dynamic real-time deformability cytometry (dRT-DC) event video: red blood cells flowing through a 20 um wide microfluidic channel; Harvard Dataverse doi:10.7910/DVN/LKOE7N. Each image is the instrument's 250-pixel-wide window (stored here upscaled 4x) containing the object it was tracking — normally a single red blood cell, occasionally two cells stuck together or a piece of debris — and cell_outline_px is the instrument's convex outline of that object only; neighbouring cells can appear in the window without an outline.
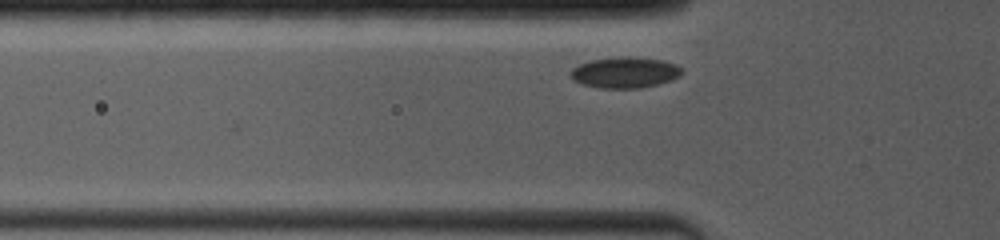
{"species": "common noctule bat (a hibernating species)", "species_latin": "Nyctalus noctula", "temperature_condition": "room temperature", "stored_images_in_passage": 3, "camera_frame_rate_fps": 4000, "um_per_image_px": 0.085, "animal": {"sex": "female", "body_mass_g": 19.0, "forearm_length_mm": 53.3}, "frame": {"image": 1, "passage_image": 3, "time_ms": 0.75, "image_size_px": [1000, 240], "cell_outline_px": [[684, 72], [680, 76], [656, 84], [640, 88], [600, 88], [580, 84], [568, 72], [572, 68], [580, 64], [592, 60], [660, 60], [676, 64]], "centroid_in_image_um": [53.09, 6.23], "position_along_channel_um": 72.7, "area_um2": 18.79}}